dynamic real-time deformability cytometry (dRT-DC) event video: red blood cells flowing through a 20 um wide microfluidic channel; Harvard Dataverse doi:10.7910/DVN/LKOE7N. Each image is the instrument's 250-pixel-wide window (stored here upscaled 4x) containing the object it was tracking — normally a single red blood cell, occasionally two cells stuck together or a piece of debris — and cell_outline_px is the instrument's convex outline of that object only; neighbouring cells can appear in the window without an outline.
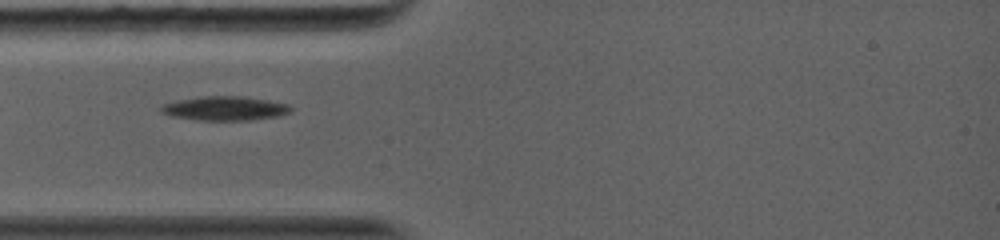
{"species": "common noctule bat (a hibernating species)", "species_latin": "Nyctalus noctula", "temperature_condition": "warm", "stored_images_in_passage": 5, "camera_frame_rate_fps": 5000, "um_per_image_px": 0.085, "animal": {"sex": "female", "body_mass_g": 19.0, "forearm_length_mm": 56.7}, "frame": {"image": 1, "passage_image": 1, "time_ms": 0.0, "image_size_px": [1000, 240], "cell_outline_px": [[292, 112], [280, 116], [248, 120], [196, 120], [172, 116], [160, 112], [160, 104], [176, 100], [200, 96], [244, 96], [292, 104]], "centroid_in_image_um": [19.13, 9.2], "position_along_channel_um": 65.9, "area_um2": 18.61}}
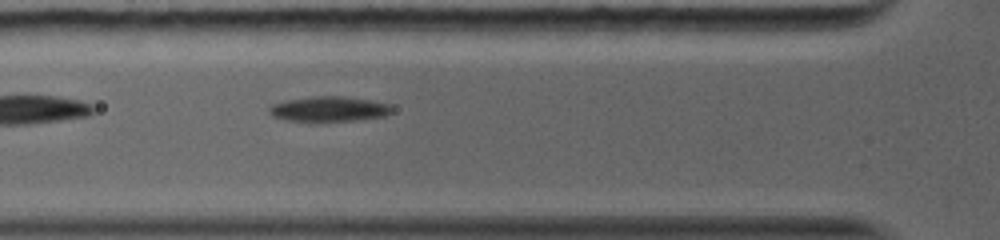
{"frame": {"image": 2, "passage_image": 3, "time_ms": 0.8, "image_size_px": [1000, 240], "cell_outline_px": [[392, 112], [384, 116], [352, 120], [288, 120], [272, 116], [268, 112], [268, 108], [272, 104], [288, 100], [312, 96], [340, 96], [368, 100], [388, 104], [392, 108]], "centroid_in_image_um": [27.93, 9.25], "position_along_channel_um": 97.9, "area_um2": 17.4}}